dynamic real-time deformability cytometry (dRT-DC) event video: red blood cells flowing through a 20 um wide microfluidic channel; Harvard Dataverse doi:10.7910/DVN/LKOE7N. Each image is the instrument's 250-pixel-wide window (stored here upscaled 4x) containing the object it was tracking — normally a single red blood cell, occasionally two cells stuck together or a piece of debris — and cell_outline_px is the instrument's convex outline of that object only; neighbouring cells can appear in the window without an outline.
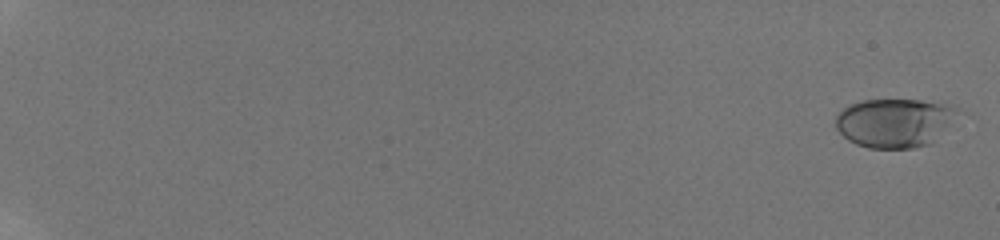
{"species": "human", "species_latin": "Homo sapiens", "temperature_condition": "room temperature", "stored_images_in_passage": 27, "camera_frame_rate_fps": 3000, "um_per_image_px": 0.085, "donor": {"sex": "male"}, "frame": {"image": 1, "passage_image": 1, "time_ms": 0.0, "image_size_px": [1000, 240], "cell_outline_px": [[964, 112], [932, 144], [912, 148], [868, 148], [856, 144], [848, 140], [836, 128], [836, 116], [848, 104], [864, 100], [920, 100], [952, 104], [960, 108]], "centroid_in_image_um": [76.15, 10.42], "position_along_channel_um": 8.9, "area_um2": 35.55}}
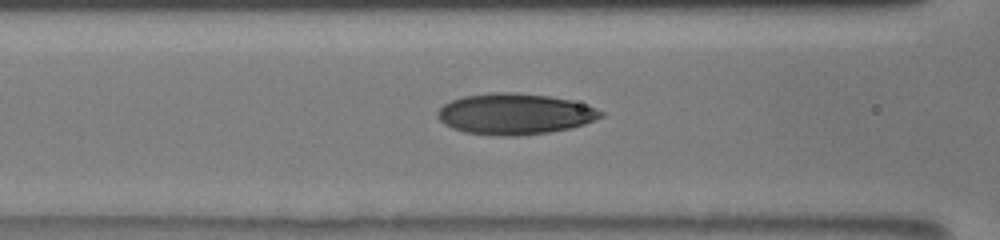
{"frame": {"image": 2, "passage_image": 23, "time_ms": 9.333, "image_size_px": [1000, 240], "cell_outline_px": [[604, 116], [584, 124], [568, 128], [548, 132], [516, 136], [492, 136], [464, 132], [452, 128], [444, 124], [436, 116], [436, 112], [444, 104], [452, 100], [464, 96], [492, 92], [512, 92], [548, 96], [572, 100], [588, 104], [604, 112]], "centroid_in_image_um": [43.75, 9.69], "position_along_channel_um": 122.9, "area_um2": 39.19}}
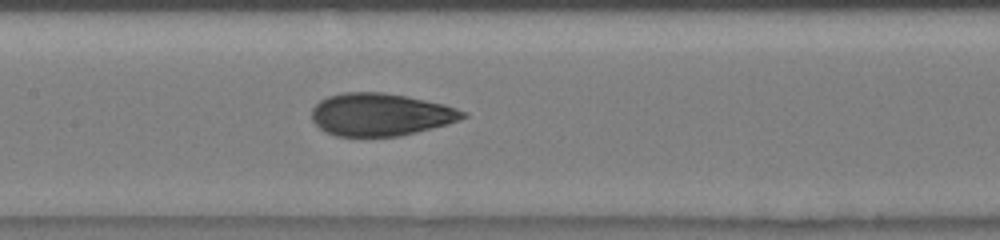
{"frame": {"image": 3, "passage_image": 27, "time_ms": 10.667, "image_size_px": [1000, 240], "cell_outline_px": [[468, 116], [460, 120], [448, 124], [400, 136], [336, 136], [324, 132], [312, 120], [312, 108], [320, 100], [328, 96], [344, 92], [384, 92], [408, 96], [444, 104], [468, 112]], "centroid_in_image_um": [32.36, 9.73], "position_along_channel_um": 175.0, "area_um2": 37.74}}